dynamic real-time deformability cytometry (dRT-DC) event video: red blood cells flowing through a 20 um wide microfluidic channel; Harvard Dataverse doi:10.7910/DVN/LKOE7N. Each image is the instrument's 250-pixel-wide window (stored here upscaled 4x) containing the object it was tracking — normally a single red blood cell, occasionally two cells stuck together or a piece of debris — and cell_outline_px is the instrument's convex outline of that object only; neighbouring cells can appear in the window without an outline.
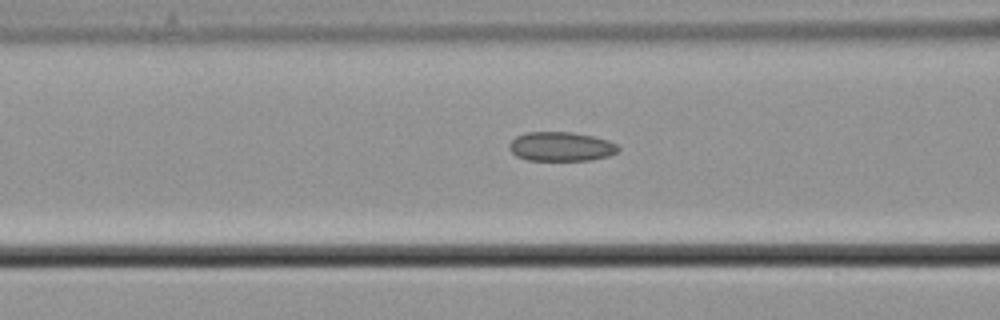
{"species": "common noctule bat (a hibernating species)", "species_latin": "Nyctalus noctula", "temperature_condition": "cold", "stored_images_in_passage": 8, "camera_frame_rate_fps": 3000, "um_per_image_px": 0.085, "animal": {"sex": "male", "body_mass_g": 21.5, "forearm_length_mm": 52.0}, "frame": {"image": 1, "passage_image": 6, "time_ms": 1.667, "image_size_px": [1000, 320], "cell_outline_px": [[620, 148], [616, 152], [608, 156], [592, 160], [528, 160], [516, 156], [508, 148], [508, 144], [516, 136], [524, 132], [572, 132], [592, 136], [608, 140], [616, 144]], "centroid_in_image_um": [47.66, 12.45], "position_along_channel_um": 118.9, "area_um2": 18.61}}